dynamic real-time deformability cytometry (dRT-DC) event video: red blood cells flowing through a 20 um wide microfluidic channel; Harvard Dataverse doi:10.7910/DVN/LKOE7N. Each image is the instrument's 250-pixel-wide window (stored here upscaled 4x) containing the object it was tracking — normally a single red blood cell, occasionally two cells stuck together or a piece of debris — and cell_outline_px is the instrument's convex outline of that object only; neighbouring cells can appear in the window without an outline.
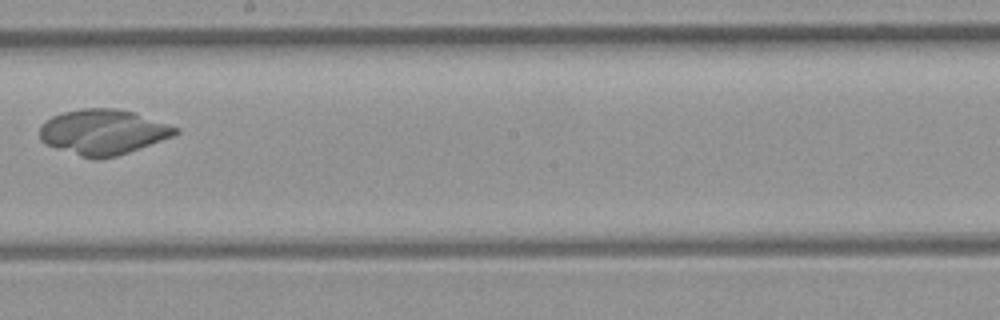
{"species": "common noctule bat (a hibernating species)", "species_latin": "Nyctalus noctula", "temperature_condition": "room temperature", "stored_images_in_passage": 7, "camera_frame_rate_fps": 3000, "um_per_image_px": 0.085, "animal": {"sex": "female", "body_mass_g": 21.9}, "frame": {"image": 1, "passage_image": 7, "time_ms": 7.667, "image_size_px": [1000, 320], "cell_outline_px": [[180, 132], [172, 136], [128, 152], [116, 156], [100, 160], [92, 160], [44, 144], [40, 140], [40, 124], [44, 120], [52, 116], [64, 112], [84, 108], [116, 108], [132, 112], [180, 128]], "centroid_in_image_um": [8.71, 11.23], "position_along_channel_um": 239.5, "area_um2": 35.78}}